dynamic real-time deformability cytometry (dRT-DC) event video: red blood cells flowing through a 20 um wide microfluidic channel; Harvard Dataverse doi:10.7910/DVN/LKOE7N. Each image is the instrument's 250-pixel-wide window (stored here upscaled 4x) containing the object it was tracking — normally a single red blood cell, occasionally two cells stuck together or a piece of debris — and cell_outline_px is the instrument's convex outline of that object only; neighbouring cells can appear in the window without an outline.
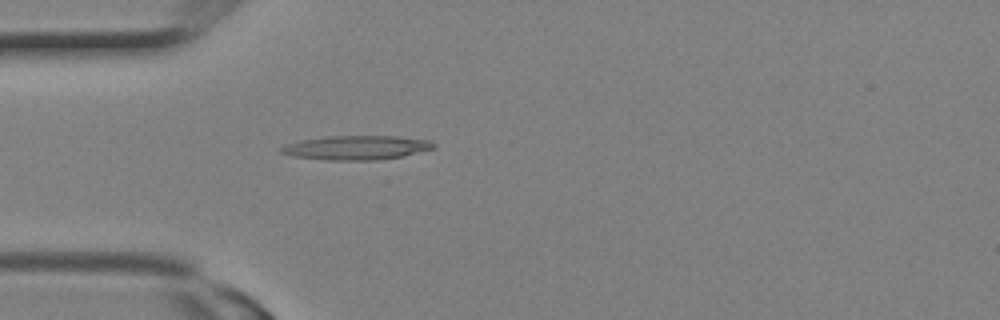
{"species": "Egyptian fruit bat (a non-hibernating species)", "species_latin": "Rousettus aegyptiacus", "temperature_condition": "room temperature", "stored_images_in_passage": 23, "camera_frame_rate_fps": 3000, "um_per_image_px": 0.085, "animal": {"sex": "female"}, "frame": {"image": 1, "passage_image": 6, "time_ms": 1.667, "image_size_px": [1000, 320], "cell_outline_px": [[436, 144], [432, 148], [404, 156], [376, 160], [332, 160], [292, 156], [280, 152], [276, 148], [284, 144], [300, 140], [324, 136], [396, 136], [428, 140]], "centroid_in_image_um": [30.21, 12.54], "position_along_channel_um": 54.8, "area_um2": 21.5}}
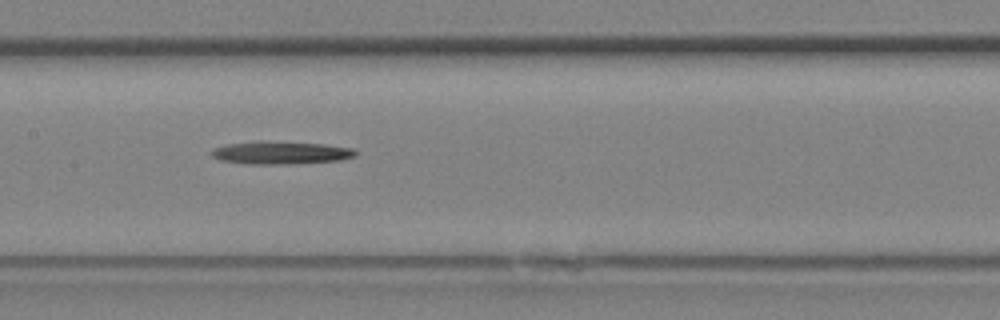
{"frame": {"image": 2, "passage_image": 11, "time_ms": 3.333, "image_size_px": [1000, 320], "cell_outline_px": [[356, 156], [340, 160], [288, 164], [248, 164], [220, 160], [212, 156], [208, 152], [212, 148], [228, 144], [256, 140], [264, 140], [324, 144], [352, 148], [356, 152]], "centroid_in_image_um": [23.8, 12.97], "position_along_channel_um": 183.6, "area_um2": 19.42}}
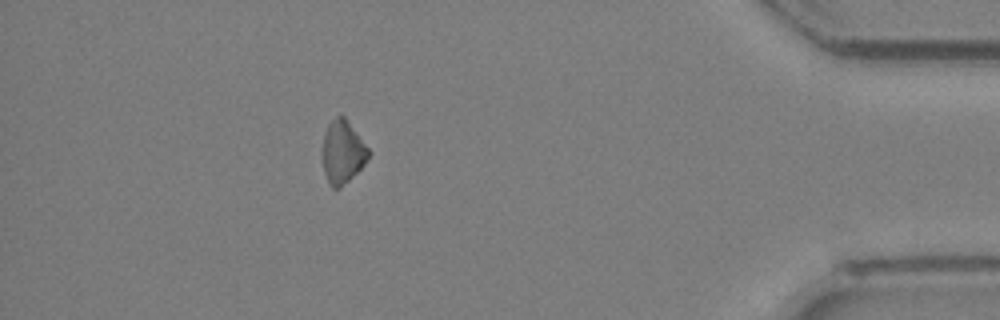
{"frame": {"image": 3, "passage_image": 21, "time_ms": 6.667, "image_size_px": [1000, 320], "cell_outline_px": [[372, 152], [364, 164], [340, 188], [332, 188], [328, 184], [324, 172], [320, 156], [320, 152], [324, 132], [328, 124], [340, 112], [344, 116]], "centroid_in_image_um": [29.07, 12.9], "position_along_channel_um": 406.1, "area_um2": 17.34}}